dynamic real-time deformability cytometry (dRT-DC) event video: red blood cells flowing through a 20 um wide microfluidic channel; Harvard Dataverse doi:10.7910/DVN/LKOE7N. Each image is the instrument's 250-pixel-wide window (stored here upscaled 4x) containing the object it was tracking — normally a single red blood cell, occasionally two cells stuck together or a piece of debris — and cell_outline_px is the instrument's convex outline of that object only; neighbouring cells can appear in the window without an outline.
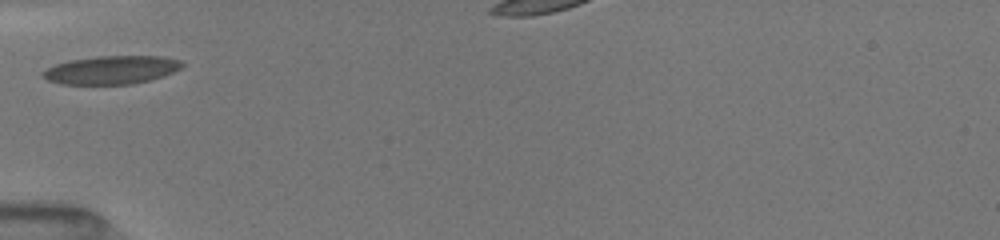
{"species": "common noctule bat (a hibernating species)", "species_latin": "Nyctalus noctula", "temperature_condition": "room temperature", "stored_images_in_passage": 29, "camera_frame_rate_fps": 3000, "um_per_image_px": 0.085, "animal": {"sex": "female", "body_mass_g": 19.5, "forearm_length_mm": 54.1}, "frame": {"image": 1, "passage_image": 1, "time_ms": 0.0, "image_size_px": [1000, 240], "cell_outline_px": [[184, 64], [180, 68], [172, 72], [148, 80], [132, 84], [60, 84], [48, 80], [40, 72], [56, 64], [68, 60], [100, 56], [160, 56], [180, 60]], "centroid_in_image_um": [9.44, 5.94], "position_along_channel_um": 75.6, "area_um2": 22.72}}
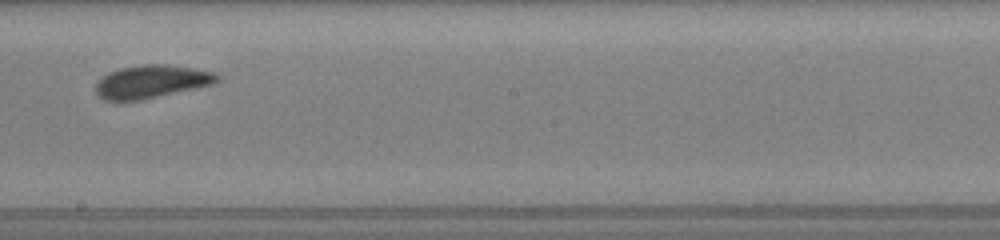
{"frame": {"image": 2, "passage_image": 13, "time_ms": 4.0, "image_size_px": [1000, 240], "cell_outline_px": [[220, 80], [212, 84], [140, 100], [104, 100], [96, 92], [96, 84], [108, 72], [120, 68], [140, 64], [164, 64], [192, 68], [212, 72], [220, 76]], "centroid_in_image_um": [12.86, 6.92], "position_along_channel_um": 235.3, "area_um2": 22.95}}